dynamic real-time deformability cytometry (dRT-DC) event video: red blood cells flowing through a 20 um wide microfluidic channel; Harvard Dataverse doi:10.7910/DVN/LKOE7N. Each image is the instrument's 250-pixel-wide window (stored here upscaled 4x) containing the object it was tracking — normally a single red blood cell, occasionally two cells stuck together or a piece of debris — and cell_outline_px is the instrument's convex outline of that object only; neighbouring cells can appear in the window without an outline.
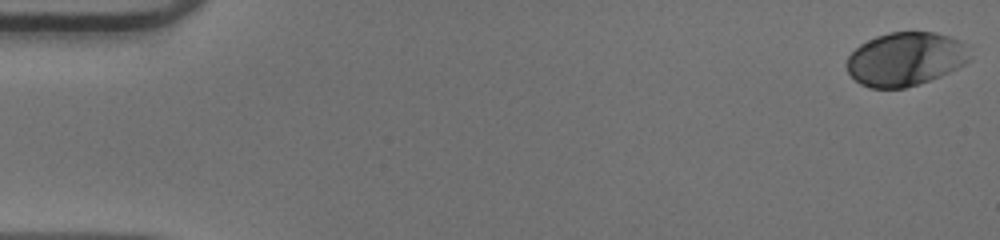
{"species": "human", "species_latin": "Homo sapiens", "temperature_condition": "warm", "stored_images_in_passage": 52, "camera_frame_rate_fps": 3000, "um_per_image_px": 0.085, "donor": {"sex": "male"}, "frame": {"image": 1, "passage_image": 1, "time_ms": 0.0, "image_size_px": [1000, 240], "cell_outline_px": [[968, 60], [964, 64], [940, 76], [904, 88], [868, 88], [860, 84], [848, 72], [844, 64], [848, 56], [860, 44], [876, 36], [888, 32], [936, 32], [948, 36], [956, 40], [960, 44]], "centroid_in_image_um": [76.84, 5.03], "position_along_channel_um": 8.2, "area_um2": 37.74}}
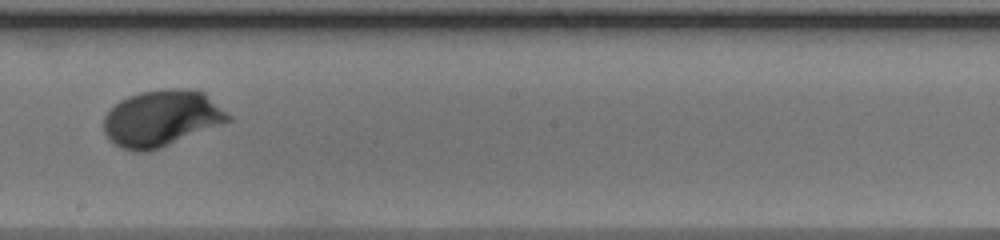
{"frame": {"image": 2, "passage_image": 30, "time_ms": 9.667, "image_size_px": [1000, 240], "cell_outline_px": [[232, 120], [160, 148], [144, 152], [136, 152], [120, 148], [104, 132], [104, 116], [120, 100], [128, 96], [140, 92], [172, 88], [184, 88], [204, 92], [232, 116]], "centroid_in_image_um": [13.75, 10.05], "position_along_channel_um": 234.5, "area_um2": 40.58}}
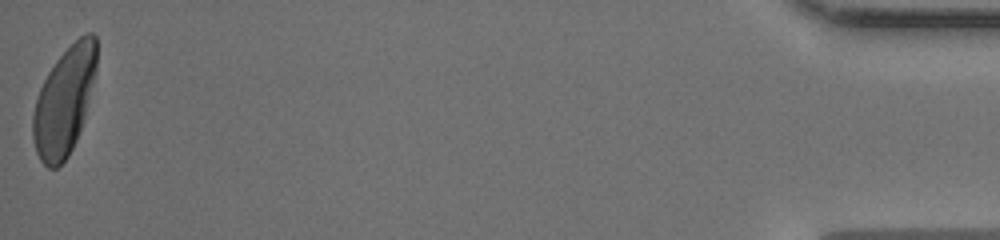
{"frame": {"image": 3, "passage_image": 52, "time_ms": 17.0, "image_size_px": [1000, 240], "cell_outline_px": [[96, 72], [84, 120], [76, 140], [68, 156], [56, 168], [48, 168], [40, 160], [36, 152], [32, 136], [32, 116], [36, 100], [40, 88], [48, 72], [56, 60], [84, 32], [92, 32], [96, 36]], "centroid_in_image_um": [5.46, 8.61], "position_along_channel_um": 429.7, "area_um2": 39.88}, "authors_computed_cell_mechanics": {"area_um2": 38.6971, "velocity_mm_per_s": 3.9479, "shape_relaxation_time_tau1_ms": 2.5618, "shape_relaxation_time_tau2_ms": null, "deformation_change_tau1": 0.1545, "deformation_change_tau2": null}}